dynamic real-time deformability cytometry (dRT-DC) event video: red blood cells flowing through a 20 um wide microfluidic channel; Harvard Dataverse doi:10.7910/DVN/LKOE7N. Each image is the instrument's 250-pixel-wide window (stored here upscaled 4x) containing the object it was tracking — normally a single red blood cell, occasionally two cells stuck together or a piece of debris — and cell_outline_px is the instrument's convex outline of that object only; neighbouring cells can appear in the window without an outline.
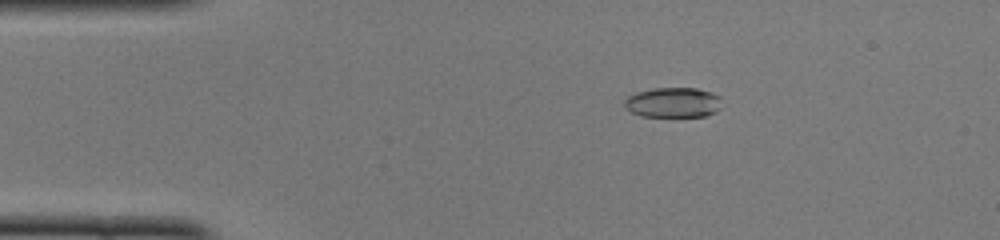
{"species": "common noctule bat (a hibernating species)", "species_latin": "Nyctalus noctula", "temperature_condition": "cold", "stored_images_in_passage": 49, "camera_frame_rate_fps": 3000, "um_per_image_px": 0.085, "animal": {"sex": "female", "body_mass_g": 22.0, "forearm_length_mm": 56.7}, "frame": {"image": 1, "passage_image": 9, "time_ms": 2.667, "image_size_px": [1000, 240], "cell_outline_px": [[720, 108], [716, 112], [704, 116], [640, 116], [624, 108], [624, 100], [628, 96], [636, 92], [652, 88], [696, 88], [712, 92], [720, 96]], "centroid_in_image_um": [57.2, 8.7], "position_along_channel_um": 27.8, "area_um2": 17.17}}
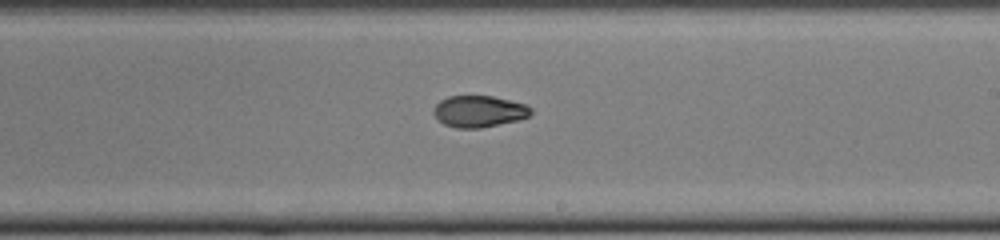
{"frame": {"image": 2, "passage_image": 29, "time_ms": 9.333, "image_size_px": [1000, 240], "cell_outline_px": [[532, 112], [528, 116], [516, 120], [480, 128], [456, 128], [444, 124], [432, 112], [432, 108], [440, 100], [448, 96], [492, 96], [524, 104], [532, 108]], "centroid_in_image_um": [40.67, 9.46], "position_along_channel_um": 248.3, "area_um2": 17.69}}
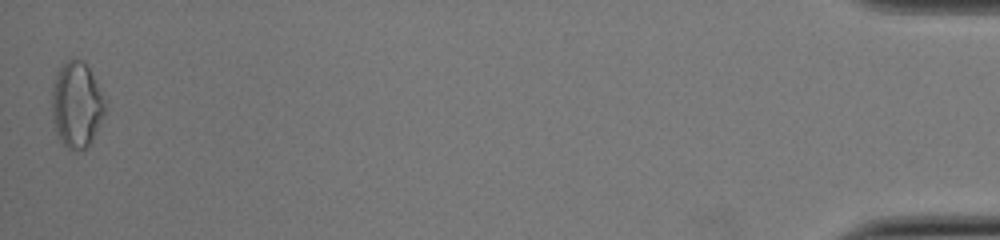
{"frame": {"image": 3, "passage_image": 49, "time_ms": 16.0, "image_size_px": [1000, 240], "cell_outline_px": [[108, 108], [88, 148], [84, 152], [72, 152], [56, 136], [52, 120], [52, 84], [56, 72], [72, 56], [84, 60]], "centroid_in_image_um": [6.49, 8.96], "position_along_channel_um": 428.7, "area_um2": 27.11}, "authors_computed_cell_mechanics": {"area_um2": 18.2648, "velocity_mm_per_s": 4.1145, "shape_relaxation_time_tau1_ms": null, "shape_relaxation_time_tau2_ms": 2.6596, "deformation_change_tau1": null, "deformation_change_tau2": 0.0637}}